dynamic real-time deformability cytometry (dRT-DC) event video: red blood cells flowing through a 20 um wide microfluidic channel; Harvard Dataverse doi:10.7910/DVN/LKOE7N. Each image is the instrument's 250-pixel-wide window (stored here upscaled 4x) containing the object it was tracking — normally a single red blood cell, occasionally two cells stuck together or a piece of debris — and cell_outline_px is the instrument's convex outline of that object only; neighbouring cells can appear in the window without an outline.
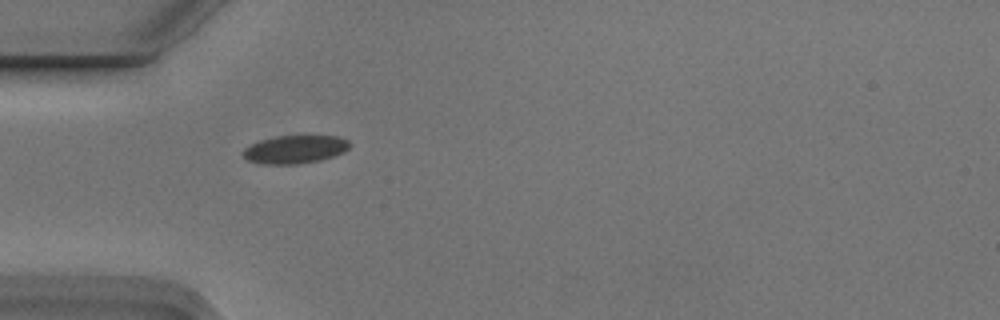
{"species": "Egyptian fruit bat (a non-hibernating species)", "species_latin": "Rousettus aegyptiacus", "temperature_condition": "cold", "stored_images_in_passage": 7, "camera_frame_rate_fps": 3000, "um_per_image_px": 0.085, "animal": {"sex": "male"}, "frame": {"image": 1, "passage_image": 1, "time_ms": 0.0, "image_size_px": [1000, 320], "cell_outline_px": [[348, 148], [344, 152], [320, 160], [296, 164], [260, 164], [248, 160], [240, 152], [244, 148], [260, 140], [276, 136], [336, 136], [348, 140]], "centroid_in_image_um": [25.02, 12.7], "position_along_channel_um": 60.0, "area_um2": 17.34}}
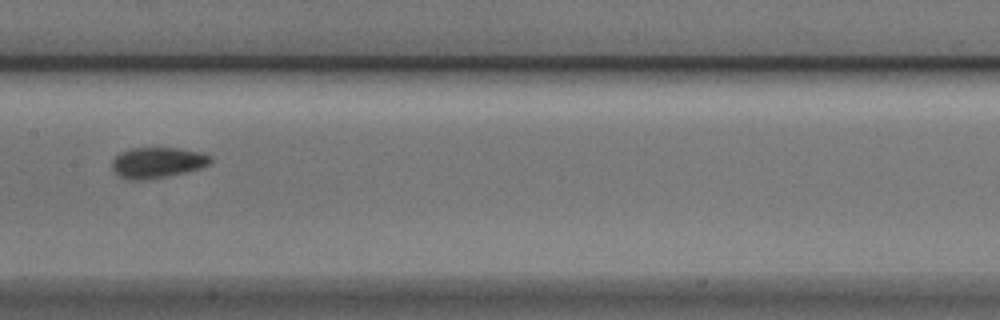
{"frame": {"image": 2, "passage_image": 4, "time_ms": 1.0, "image_size_px": [1000, 320], "cell_outline_px": [[212, 160], [208, 164], [200, 168], [168, 176], [144, 180], [132, 180], [120, 176], [112, 168], [112, 160], [120, 152], [128, 148], [176, 148], [200, 152], [212, 156]], "centroid_in_image_um": [13.37, 13.81], "position_along_channel_um": 194.0, "area_um2": 17.51}}
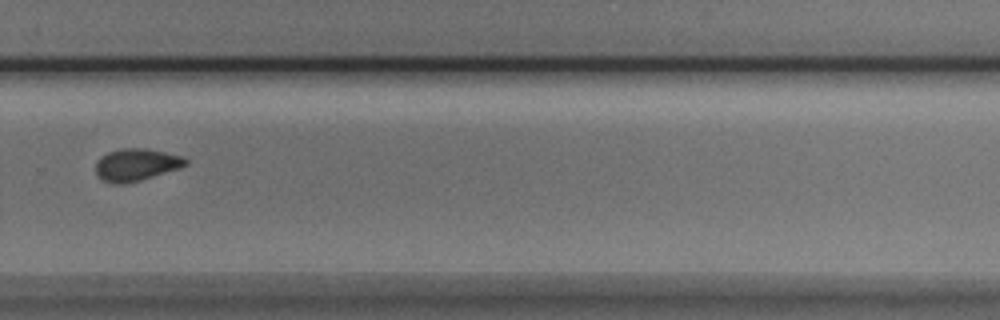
{"frame": {"image": 3, "passage_image": 7, "time_ms": 2.0, "image_size_px": [1000, 320], "cell_outline_px": [[188, 164], [180, 168], [140, 180], [124, 184], [112, 184], [100, 180], [96, 176], [96, 160], [100, 156], [108, 152], [124, 148], [144, 148], [184, 156], [188, 160]], "centroid_in_image_um": [11.55, 14.01], "position_along_channel_um": 318.2, "area_um2": 17.11}}